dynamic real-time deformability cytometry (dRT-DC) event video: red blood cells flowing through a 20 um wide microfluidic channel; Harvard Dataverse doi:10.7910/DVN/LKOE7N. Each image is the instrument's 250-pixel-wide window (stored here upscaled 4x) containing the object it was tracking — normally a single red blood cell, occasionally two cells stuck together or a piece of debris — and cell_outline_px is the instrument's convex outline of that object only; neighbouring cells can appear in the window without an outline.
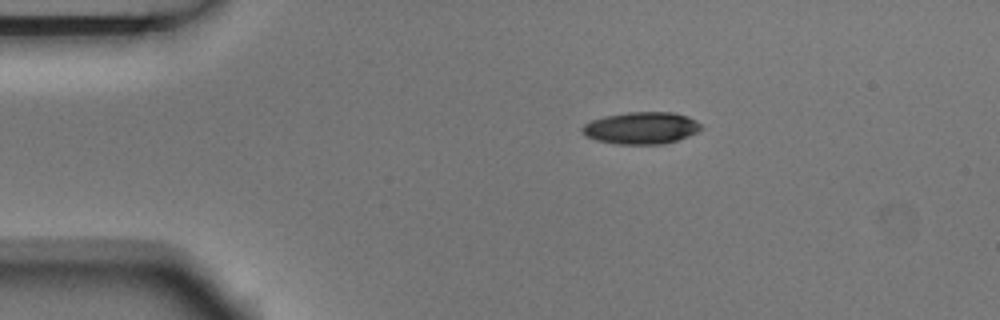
{"species": "Egyptian fruit bat (a non-hibernating species)", "species_latin": "Rousettus aegyptiacus", "temperature_condition": "room temperature", "stored_images_in_passage": 3, "camera_frame_rate_fps": 3000, "um_per_image_px": 0.085, "animal": {"sex": "male"}, "frame": {"image": 1, "passage_image": 1, "time_ms": 0.0, "image_size_px": [1000, 320], "cell_outline_px": [[704, 128], [700, 132], [664, 144], [616, 144], [596, 140], [584, 136], [580, 132], [580, 128], [584, 124], [592, 120], [604, 116], [628, 112], [672, 112], [688, 116], [696, 120]], "centroid_in_image_um": [54.5, 10.88], "position_along_channel_um": 30.5, "area_um2": 22.48}}
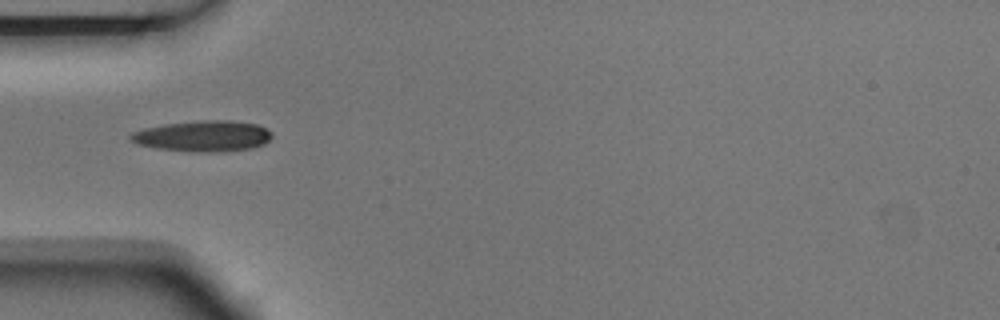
{"frame": {"image": 2, "passage_image": 3, "time_ms": 0.667, "image_size_px": [1000, 320], "cell_outline_px": [[272, 136], [264, 144], [252, 148], [224, 152], [196, 152], [156, 148], [136, 144], [128, 140], [128, 136], [132, 132], [144, 128], [164, 124], [204, 120], [232, 120], [256, 124], [272, 132]], "centroid_in_image_um": [17.23, 11.57], "position_along_channel_um": 67.8, "area_um2": 25.66}}